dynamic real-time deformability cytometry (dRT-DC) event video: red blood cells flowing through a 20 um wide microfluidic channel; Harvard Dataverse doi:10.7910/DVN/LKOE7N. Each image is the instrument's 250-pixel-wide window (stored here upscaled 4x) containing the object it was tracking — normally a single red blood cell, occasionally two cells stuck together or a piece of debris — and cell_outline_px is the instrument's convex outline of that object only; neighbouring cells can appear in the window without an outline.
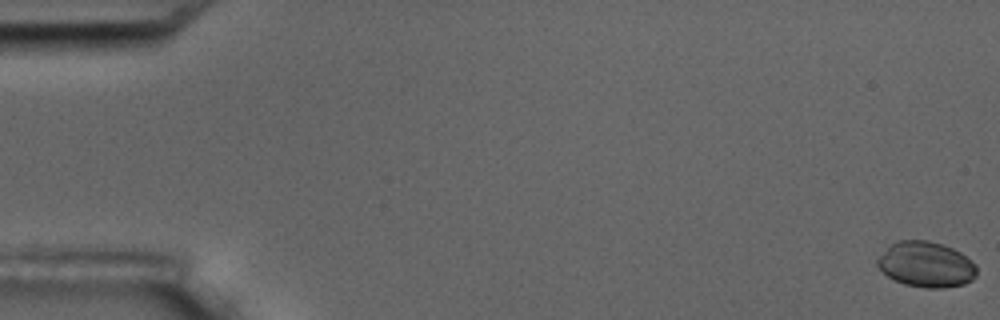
{"species": "common noctule bat (a hibernating species)", "species_latin": "Nyctalus noctula", "temperature_condition": "room temperature", "stored_images_in_passage": 6, "camera_frame_rate_fps": 3000, "um_per_image_px": 0.085, "animal": {"sex": "male", "body_mass_g": 17.5, "forearm_length_mm": 52.3}, "frame": {"image": 1, "passage_image": 1, "time_ms": 0.0, "image_size_px": [1000, 320], "cell_outline_px": [[976, 276], [972, 280], [964, 284], [944, 288], [928, 288], [904, 284], [888, 276], [876, 264], [876, 260], [896, 240], [928, 240], [952, 248], [960, 252], [972, 260], [976, 264]], "centroid_in_image_um": [78.75, 22.48], "position_along_channel_um": 6.3, "area_um2": 26.18}}
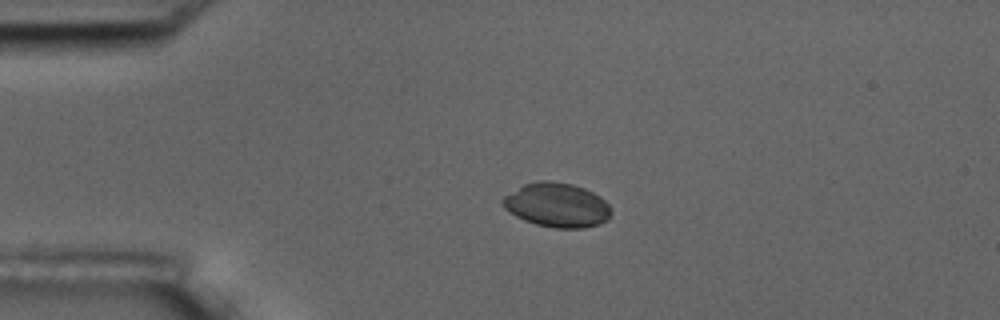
{"frame": {"image": 2, "passage_image": 5, "time_ms": 4.333, "image_size_px": [1000, 320], "cell_outline_px": [[612, 212], [608, 220], [600, 224], [584, 228], [556, 228], [536, 224], [524, 220], [516, 216], [504, 208], [500, 200], [504, 196], [524, 184], [540, 180], [548, 180], [572, 184], [584, 188], [600, 196], [612, 208]], "centroid_in_image_um": [47.36, 17.43], "position_along_channel_um": 37.6, "area_um2": 28.09}}